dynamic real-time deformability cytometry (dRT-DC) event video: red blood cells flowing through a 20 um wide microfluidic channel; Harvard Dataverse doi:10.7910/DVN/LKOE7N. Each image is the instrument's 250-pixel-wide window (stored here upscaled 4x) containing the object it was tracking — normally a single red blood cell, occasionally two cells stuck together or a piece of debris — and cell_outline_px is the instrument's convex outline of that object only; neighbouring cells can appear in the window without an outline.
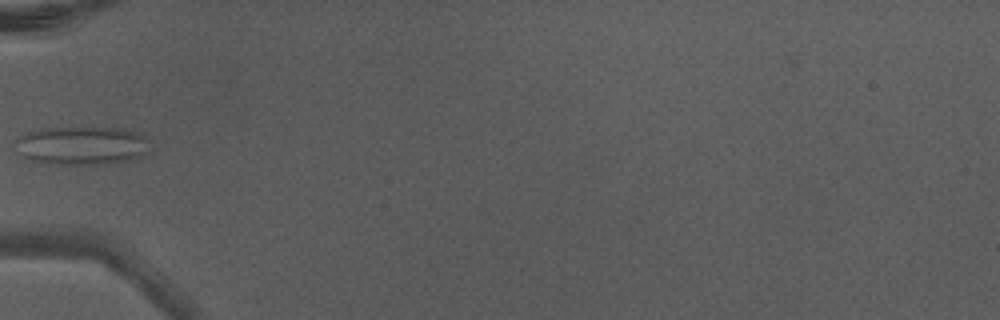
{"species": "Egyptian fruit bat (a non-hibernating species)", "species_latin": "Rousettus aegyptiacus", "temperature_condition": "warm", "stored_images_in_passage": 5, "camera_frame_rate_fps": 3000, "um_per_image_px": 0.085, "animal": {"sex": "male"}, "frame": {"image": 1, "passage_image": 5, "time_ms": 1.333, "image_size_px": [1000, 320], "cell_outline_px": [[148, 152], [144, 156], [132, 160], [100, 164], [52, 164], [28, 160], [12, 152], [12, 140], [28, 132], [40, 128], [116, 128], [132, 132], [144, 136]], "centroid_in_image_um": [6.79, 12.39], "position_along_channel_um": 78.2, "area_um2": 30.52}}